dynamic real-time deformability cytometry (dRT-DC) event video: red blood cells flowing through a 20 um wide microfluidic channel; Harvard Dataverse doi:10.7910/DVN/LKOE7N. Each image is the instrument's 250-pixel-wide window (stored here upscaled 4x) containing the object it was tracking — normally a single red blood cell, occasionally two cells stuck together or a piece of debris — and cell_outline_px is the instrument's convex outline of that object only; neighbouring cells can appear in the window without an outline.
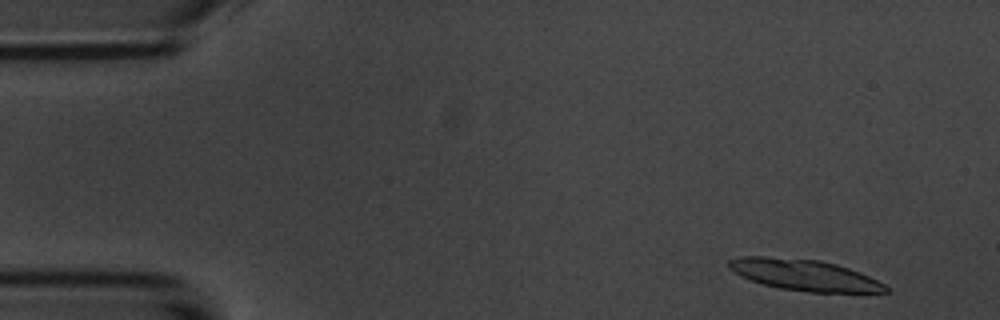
{"species": "common noctule bat (a hibernating species)", "species_latin": "Nyctalus noctula", "temperature_condition": "room temperature", "stored_images_in_passage": 4, "camera_frame_rate_fps": 3000, "um_per_image_px": 0.085, "animal": {"sex": "male", "body_mass_g": 20.1, "forearm_length_mm": 53.5}, "frame": {"image": 1, "passage_image": 1, "time_ms": 0.0, "image_size_px": [1000, 320], "cell_outline_px": [[888, 292], [808, 292], [780, 288], [764, 284], [740, 276], [728, 268], [728, 260], [740, 256], [764, 256], [820, 260], [836, 264], [860, 272], [884, 284], [888, 288]], "centroid_in_image_um": [68.33, 23.36], "position_along_channel_um": 16.7, "area_um2": 28.26}}